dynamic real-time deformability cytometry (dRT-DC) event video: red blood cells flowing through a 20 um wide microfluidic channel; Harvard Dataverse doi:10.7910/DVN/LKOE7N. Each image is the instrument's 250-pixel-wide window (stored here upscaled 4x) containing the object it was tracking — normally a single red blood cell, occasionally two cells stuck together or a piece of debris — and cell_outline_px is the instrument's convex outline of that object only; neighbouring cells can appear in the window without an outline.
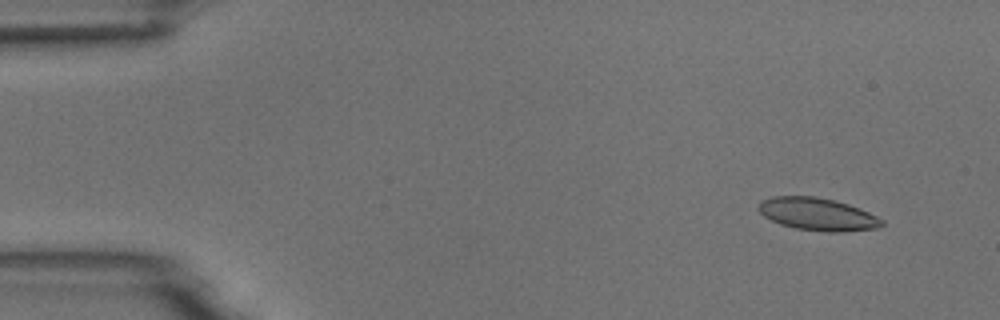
{"species": "common noctule bat (a hibernating species)", "species_latin": "Nyctalus noctula", "temperature_condition": "room temperature", "stored_images_in_passage": 5, "camera_frame_rate_fps": 3000, "um_per_image_px": 0.085, "animal": {"sex": "male", "body_mass_g": 18.8}, "frame": {"image": 1, "passage_image": 1, "time_ms": 0.0, "image_size_px": [1000, 320], "cell_outline_px": [[884, 224], [876, 228], [844, 232], [828, 232], [796, 228], [780, 224], [764, 216], [756, 208], [760, 200], [772, 196], [816, 196], [836, 200], [860, 208], [884, 220]], "centroid_in_image_um": [69.48, 18.19], "position_along_channel_um": 15.5, "area_um2": 23.58}}
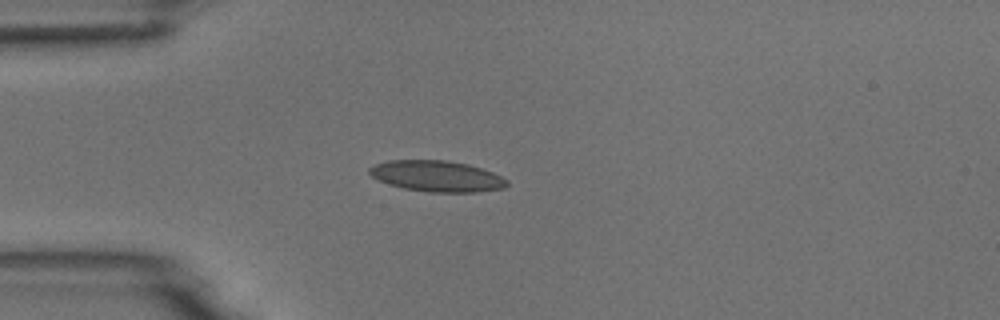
{"frame": {"image": 2, "passage_image": 4, "time_ms": 3.333, "image_size_px": [1000, 320], "cell_outline_px": [[508, 184], [504, 188], [476, 192], [428, 192], [404, 188], [388, 184], [372, 176], [368, 172], [368, 168], [376, 164], [388, 160], [444, 160], [468, 164], [492, 172], [508, 180]], "centroid_in_image_um": [37.13, 14.97], "position_along_channel_um": 47.9, "area_um2": 24.74}}